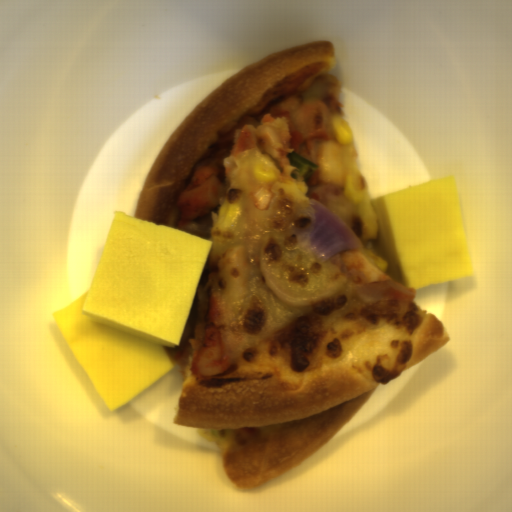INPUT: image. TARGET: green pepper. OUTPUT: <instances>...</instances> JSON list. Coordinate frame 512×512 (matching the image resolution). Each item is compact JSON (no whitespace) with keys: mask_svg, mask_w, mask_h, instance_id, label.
Returning <instances> with one entry per match:
<instances>
[{"mask_svg":"<svg viewBox=\"0 0 512 512\" xmlns=\"http://www.w3.org/2000/svg\"><path fill=\"white\" fill-rule=\"evenodd\" d=\"M285 155L290 166L294 169L290 174L297 181L306 182L310 180L319 167L294 151L286 152Z\"/></svg>","mask_w":512,"mask_h":512,"instance_id":"1","label":"green pepper"}]
</instances>
